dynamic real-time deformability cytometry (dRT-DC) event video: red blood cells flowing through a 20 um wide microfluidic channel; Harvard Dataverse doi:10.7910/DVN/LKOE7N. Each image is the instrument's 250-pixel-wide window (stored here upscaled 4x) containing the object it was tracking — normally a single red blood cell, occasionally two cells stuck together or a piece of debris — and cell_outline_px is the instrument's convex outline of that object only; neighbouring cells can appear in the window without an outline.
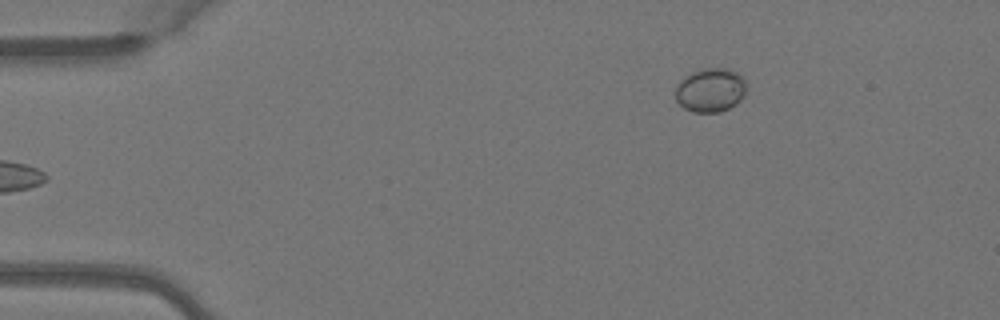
{"species": "Egyptian fruit bat (a non-hibernating species)", "species_latin": "Rousettus aegyptiacus", "temperature_condition": "warm", "stored_images_in_passage": 5, "camera_frame_rate_fps": 3000, "um_per_image_px": 0.085, "animal": {"sex": "female"}, "frame": {"image": 1, "passage_image": 5, "time_ms": 1.333, "image_size_px": [1000, 320], "cell_outline_px": [[748, 92], [736, 104], [720, 112], [692, 112], [684, 108], [676, 100], [676, 88], [680, 80], [684, 76], [700, 68], [724, 68], [736, 72], [744, 76], [748, 84]], "centroid_in_image_um": [60.44, 7.64], "position_along_channel_um": 24.6, "area_um2": 18.55}}